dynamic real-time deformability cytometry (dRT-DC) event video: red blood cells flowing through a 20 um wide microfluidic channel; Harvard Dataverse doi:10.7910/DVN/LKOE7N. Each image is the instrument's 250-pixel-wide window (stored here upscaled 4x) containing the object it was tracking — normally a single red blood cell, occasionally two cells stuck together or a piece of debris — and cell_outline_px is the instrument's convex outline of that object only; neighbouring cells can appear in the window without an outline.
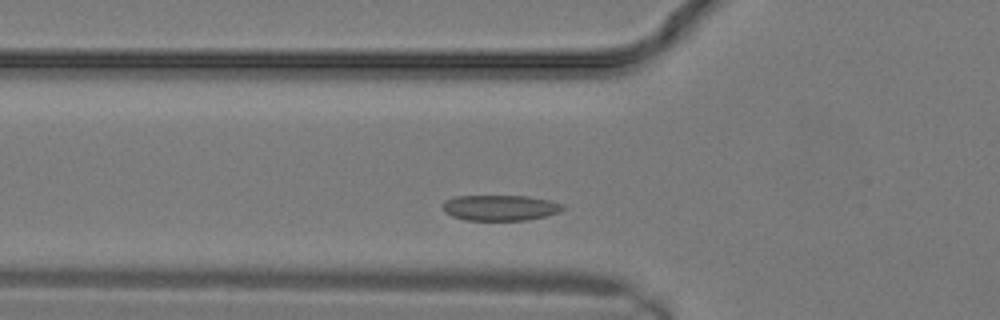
{"species": "common noctule bat (a hibernating species)", "species_latin": "Nyctalus noctula", "temperature_condition": "warm", "stored_images_in_passage": 11, "camera_frame_rate_fps": 3000, "um_per_image_px": 0.085, "animal": {"sex": "male", "body_mass_g": 19.2, "forearm_length_mm": 51.8}, "frame": {"image": 1, "passage_image": 4, "time_ms": 1.0, "image_size_px": [1000, 320], "cell_outline_px": [[564, 208], [560, 212], [544, 216], [524, 220], [464, 220], [452, 216], [444, 212], [444, 200], [456, 196], [528, 196], [548, 200], [564, 204]], "centroid_in_image_um": [42.51, 17.66], "position_along_channel_um": 83.3, "area_um2": 17.86}}
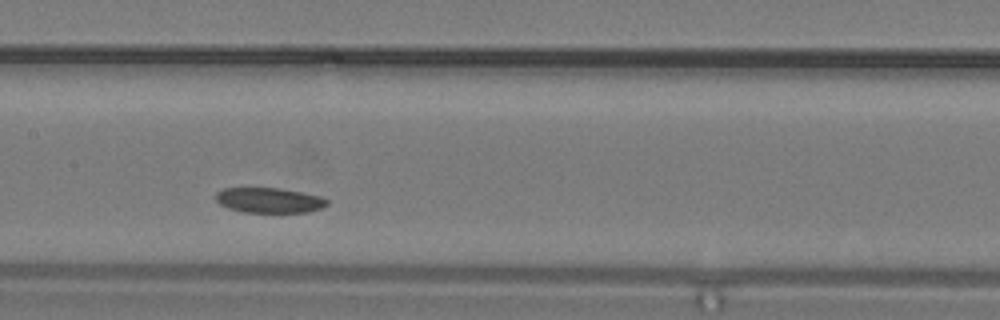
{"frame": {"image": 2, "passage_image": 8, "time_ms": 2.333, "image_size_px": [1000, 320], "cell_outline_px": [[328, 204], [324, 208], [308, 212], [244, 212], [228, 208], [220, 204], [216, 200], [216, 192], [224, 188], [280, 188], [324, 196], [328, 200]], "centroid_in_image_um": [22.94, 17.02], "position_along_channel_um": 184.5, "area_um2": 16.47}}
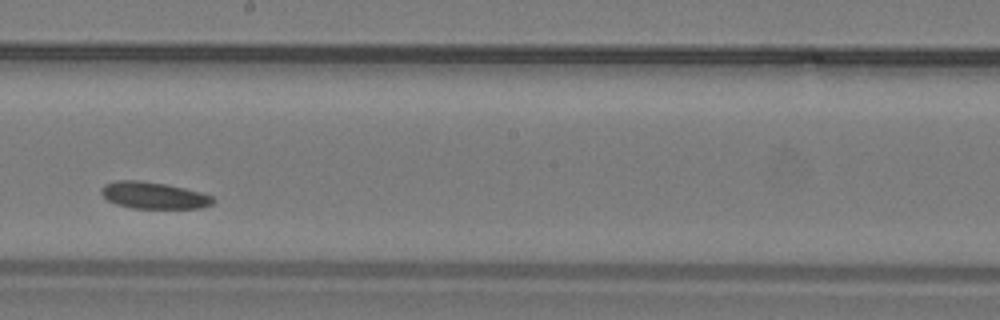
{"frame": {"image": 3, "passage_image": 10, "time_ms": 3.0, "image_size_px": [1000, 320], "cell_outline_px": [[216, 200], [212, 204], [200, 208], [132, 208], [116, 204], [108, 200], [100, 192], [100, 188], [104, 184], [116, 180], [140, 180], [164, 184], [184, 188], [200, 192], [212, 196]], "centroid_in_image_um": [13.04, 16.6], "position_along_channel_um": 235.2, "area_um2": 17.4}}